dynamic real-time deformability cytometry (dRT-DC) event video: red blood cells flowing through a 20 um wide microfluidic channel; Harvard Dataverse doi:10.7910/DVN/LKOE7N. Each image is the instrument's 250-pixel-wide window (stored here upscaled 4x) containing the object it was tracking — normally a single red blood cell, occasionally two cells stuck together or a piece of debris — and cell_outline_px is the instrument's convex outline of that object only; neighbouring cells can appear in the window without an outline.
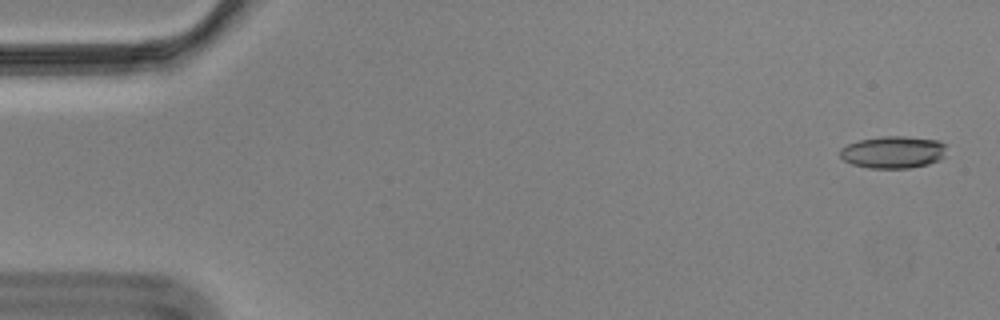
{"species": "Egyptian fruit bat (a non-hibernating species)", "species_latin": "Rousettus aegyptiacus", "temperature_condition": "cold", "stored_images_in_passage": 57, "camera_frame_rate_fps": 3000, "um_per_image_px": 0.085, "animal": {"sex": "male"}, "frame": {"image": 1, "passage_image": 2, "time_ms": 0.333, "image_size_px": [1000, 320], "cell_outline_px": [[944, 156], [940, 160], [928, 164], [908, 168], [868, 168], [852, 164], [844, 160], [840, 156], [840, 148], [848, 144], [860, 140], [884, 136], [904, 136], [940, 140], [944, 144]], "centroid_in_image_um": [75.91, 12.93], "position_along_channel_um": 9.1, "area_um2": 19.94}}
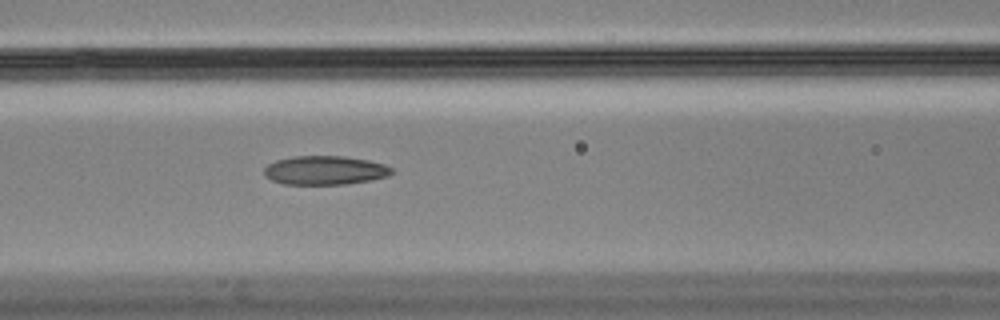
{"frame": {"image": 2, "passage_image": 24, "time_ms": 7.667, "image_size_px": [1000, 320], "cell_outline_px": [[392, 172], [388, 176], [372, 180], [344, 184], [284, 184], [272, 180], [264, 176], [264, 168], [268, 164], [276, 160], [292, 156], [344, 156], [368, 160], [384, 164], [392, 168]], "centroid_in_image_um": [27.6, 14.47], "position_along_channel_um": 139.0, "area_um2": 21.5}}
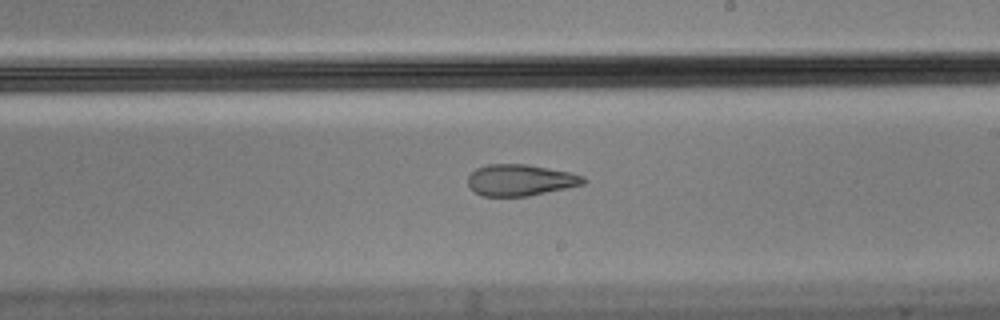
{"frame": {"image": 3, "passage_image": 33, "time_ms": 10.667, "image_size_px": [1000, 320], "cell_outline_px": [[588, 180], [584, 184], [528, 196], [480, 196], [468, 188], [468, 176], [476, 168], [488, 164], [528, 164], [572, 172], [584, 176]], "centroid_in_image_um": [44.23, 15.3], "position_along_channel_um": 244.8, "area_um2": 21.39}, "authors_computed_cell_mechanics": {"area_um2": 21.8484, "velocity_mm_per_s": 3.5333, "shape_relaxation_time_tau1_ms": null, "shape_relaxation_time_tau2_ms": 3.5653, "deformation_change_tau1": null, "deformation_change_tau2": 0.1006}}